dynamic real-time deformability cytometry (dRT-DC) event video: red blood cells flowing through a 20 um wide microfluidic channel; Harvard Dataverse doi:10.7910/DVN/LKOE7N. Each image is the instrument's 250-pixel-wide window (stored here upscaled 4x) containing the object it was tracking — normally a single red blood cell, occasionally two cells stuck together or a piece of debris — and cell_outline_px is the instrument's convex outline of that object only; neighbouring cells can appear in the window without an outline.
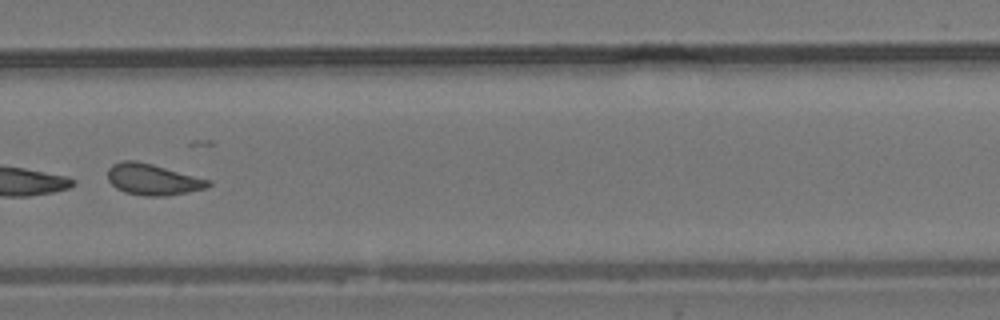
{"species": "common noctule bat (a hibernating species)", "species_latin": "Nyctalus noctula", "temperature_condition": "room temperature", "stored_images_in_passage": 9, "camera_frame_rate_fps": 3000, "um_per_image_px": 0.085, "animal": {"sex": "male", "body_mass_g": 19.2, "forearm_length_mm": 51.8}, "frame": {"image": 1, "passage_image": 9, "time_ms": 9.333, "image_size_px": [1000, 320], "cell_outline_px": [[212, 184], [208, 188], [188, 192], [164, 196], [144, 196], [124, 192], [116, 188], [108, 180], [108, 168], [112, 164], [120, 160], [136, 160], [152, 164], [212, 180]], "centroid_in_image_um": [13.0, 15.25], "position_along_channel_um": 316.8, "area_um2": 18.5}}